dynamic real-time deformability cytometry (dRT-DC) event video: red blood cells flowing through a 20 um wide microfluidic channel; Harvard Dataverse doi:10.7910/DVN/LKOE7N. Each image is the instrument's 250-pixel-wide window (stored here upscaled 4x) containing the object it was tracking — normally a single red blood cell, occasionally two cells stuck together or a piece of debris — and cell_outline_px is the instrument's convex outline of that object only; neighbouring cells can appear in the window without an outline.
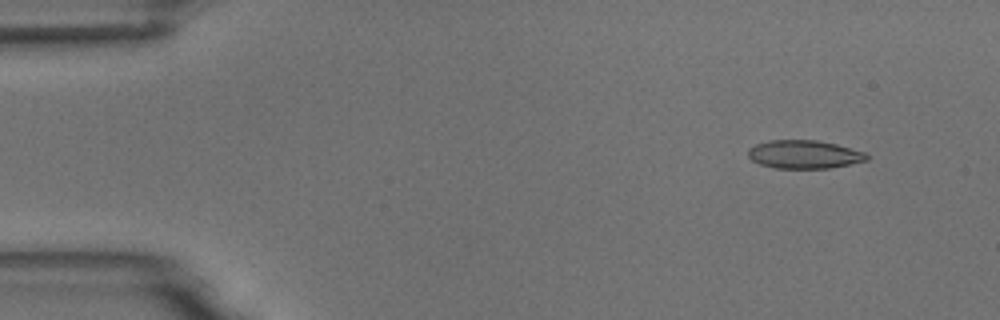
{"species": "common noctule bat (a hibernating species)", "species_latin": "Nyctalus noctula", "temperature_condition": "room temperature", "stored_images_in_passage": 5, "camera_frame_rate_fps": 3000, "um_per_image_px": 0.085, "animal": {"sex": "male", "body_mass_g": 18.8}, "frame": {"image": 1, "passage_image": 2, "time_ms": 1.0, "image_size_px": [1000, 320], "cell_outline_px": [[868, 160], [828, 168], [776, 168], [760, 164], [752, 160], [748, 156], [748, 148], [756, 144], [768, 140], [816, 140], [836, 144], [864, 152], [868, 156]], "centroid_in_image_um": [68.32, 13.11], "position_along_channel_um": 16.7, "area_um2": 19.42}}
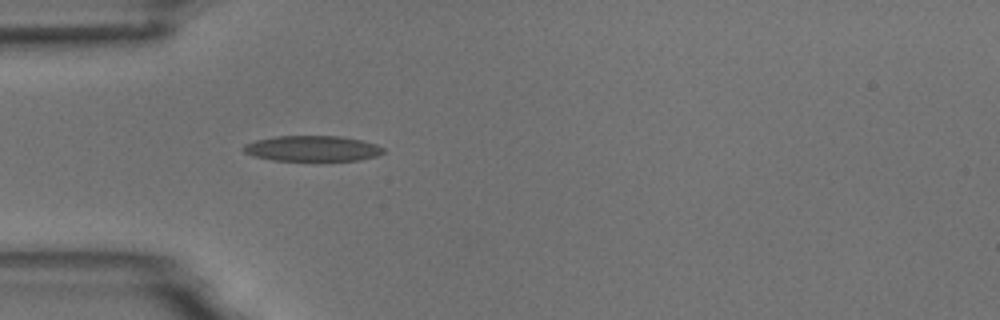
{"frame": {"image": 2, "passage_image": 5, "time_ms": 4.667, "image_size_px": [1000, 320], "cell_outline_px": [[384, 152], [376, 156], [360, 160], [272, 160], [256, 156], [244, 152], [240, 148], [244, 144], [256, 140], [276, 136], [340, 136], [364, 140], [376, 144], [384, 148]], "centroid_in_image_um": [26.56, 12.61], "position_along_channel_um": 58.4, "area_um2": 20.81}}